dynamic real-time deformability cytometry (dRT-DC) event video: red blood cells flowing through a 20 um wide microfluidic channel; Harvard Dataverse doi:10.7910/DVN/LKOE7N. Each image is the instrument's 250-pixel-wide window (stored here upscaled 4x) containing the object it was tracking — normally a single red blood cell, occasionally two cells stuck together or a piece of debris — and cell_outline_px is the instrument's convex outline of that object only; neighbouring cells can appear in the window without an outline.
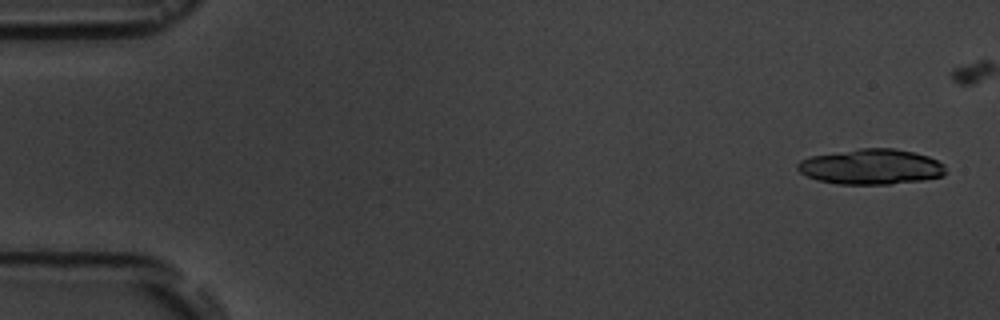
{"species": "common noctule bat (a hibernating species)", "species_latin": "Nyctalus noctula", "temperature_condition": "room temperature", "stored_images_in_passage": 6, "camera_frame_rate_fps": 3000, "um_per_image_px": 0.085, "animal": {"sex": "male", "body_mass_g": 19.5, "forearm_length_mm": 54.6}, "frame": {"image": 1, "passage_image": 1, "time_ms": 0.0, "image_size_px": [1000, 320], "cell_outline_px": [[944, 176], [924, 180], [888, 184], [836, 184], [816, 180], [800, 172], [796, 168], [796, 164], [800, 160], [808, 156], [860, 148], [892, 148], [912, 152], [928, 156], [944, 164]], "centroid_in_image_um": [74.0, 14.17], "position_along_channel_um": 11.0, "area_um2": 30.63}}